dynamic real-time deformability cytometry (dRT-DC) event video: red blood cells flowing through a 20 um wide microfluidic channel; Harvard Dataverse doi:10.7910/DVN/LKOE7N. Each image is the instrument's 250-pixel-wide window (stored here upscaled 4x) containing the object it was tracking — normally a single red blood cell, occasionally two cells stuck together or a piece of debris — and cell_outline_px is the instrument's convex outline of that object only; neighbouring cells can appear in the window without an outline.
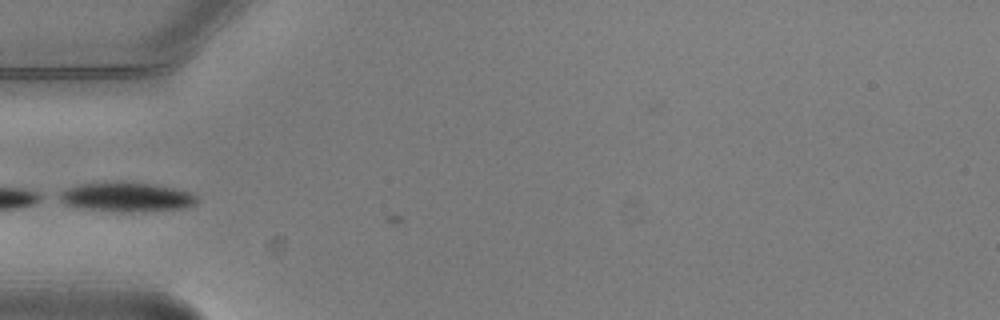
{"species": "common noctule bat (a hibernating species)", "species_latin": "Nyctalus noctula", "temperature_condition": "warm", "stored_images_in_passage": 5, "camera_frame_rate_fps": 3000, "um_per_image_px": 0.085, "animal": {"sex": "male", "body_mass_g": 20.5, "forearm_length_mm": 52.5}, "frame": {"image": 1, "passage_image": 5, "time_ms": 1.333, "image_size_px": [1000, 320], "cell_outline_px": [[200, 200], [196, 204], [188, 208], [144, 212], [112, 212], [80, 208], [64, 204], [56, 200], [52, 196], [64, 188], [76, 184], [120, 180], [156, 184], [176, 188], [192, 192]], "centroid_in_image_um": [10.69, 16.74], "position_along_channel_um": 74.3, "area_um2": 25.14}}